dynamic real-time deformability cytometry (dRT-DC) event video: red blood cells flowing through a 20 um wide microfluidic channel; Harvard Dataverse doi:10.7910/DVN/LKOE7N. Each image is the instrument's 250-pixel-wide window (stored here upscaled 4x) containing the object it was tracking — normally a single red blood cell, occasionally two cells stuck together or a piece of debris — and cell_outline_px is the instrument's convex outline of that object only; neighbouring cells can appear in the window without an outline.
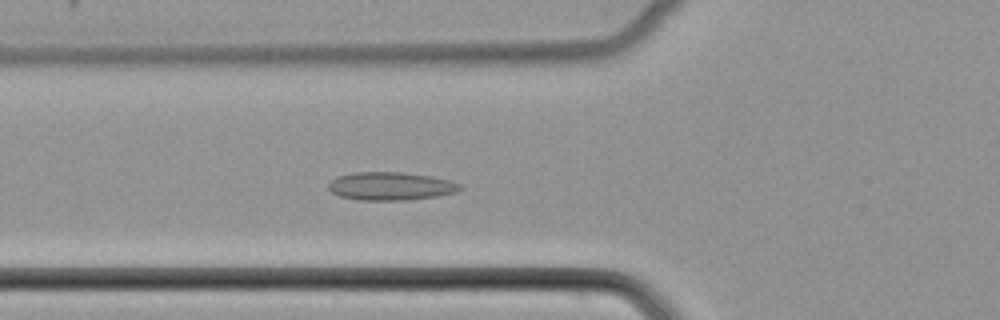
{"species": "common noctule bat (a hibernating species)", "species_latin": "Nyctalus noctula", "temperature_condition": "cold", "stored_images_in_passage": 39, "camera_frame_rate_fps": 3000, "um_per_image_px": 0.085, "animal": {"sex": "female", "body_mass_g": 22.7, "forearm_length_mm": 54.2}, "frame": {"image": 1, "passage_image": 11, "time_ms": 3.333, "image_size_px": [1000, 320], "cell_outline_px": [[464, 188], [456, 192], [436, 196], [408, 200], [356, 200], [340, 196], [332, 192], [328, 188], [328, 184], [336, 176], [352, 172], [400, 172], [432, 176], [464, 184]], "centroid_in_image_um": [33.22, 15.82], "position_along_channel_um": 92.6, "area_um2": 21.79}}
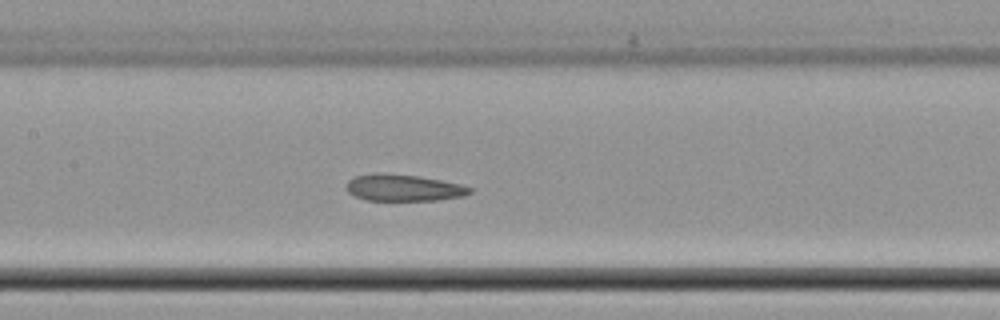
{"frame": {"image": 2, "passage_image": 17, "time_ms": 5.333, "image_size_px": [1000, 320], "cell_outline_px": [[472, 192], [464, 196], [436, 200], [364, 200], [348, 192], [348, 180], [352, 176], [380, 172], [420, 176], [460, 184], [472, 188]], "centroid_in_image_um": [34.29, 15.95], "position_along_channel_um": 173.1, "area_um2": 19.19}}
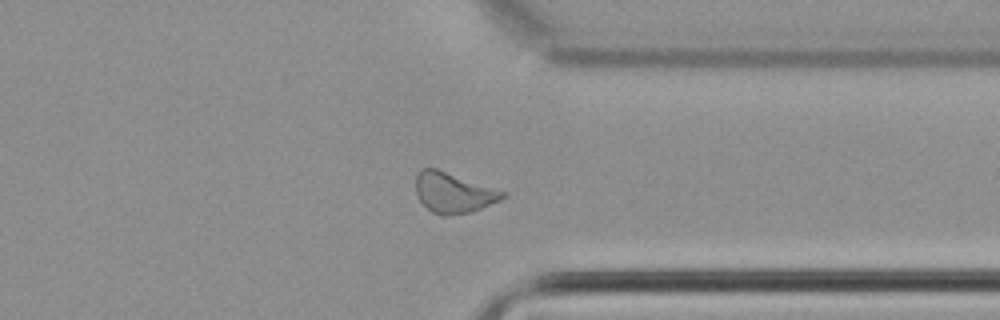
{"frame": {"image": 3, "passage_image": 32, "time_ms": 10.333, "image_size_px": [1000, 320], "cell_outline_px": [[508, 196], [500, 200], [472, 212], [448, 216], [440, 216], [432, 212], [420, 200], [416, 192], [416, 176], [420, 168], [436, 168], [508, 192]], "centroid_in_image_um": [38.57, 16.38], "position_along_channel_um": 372.8, "area_um2": 20.58}}